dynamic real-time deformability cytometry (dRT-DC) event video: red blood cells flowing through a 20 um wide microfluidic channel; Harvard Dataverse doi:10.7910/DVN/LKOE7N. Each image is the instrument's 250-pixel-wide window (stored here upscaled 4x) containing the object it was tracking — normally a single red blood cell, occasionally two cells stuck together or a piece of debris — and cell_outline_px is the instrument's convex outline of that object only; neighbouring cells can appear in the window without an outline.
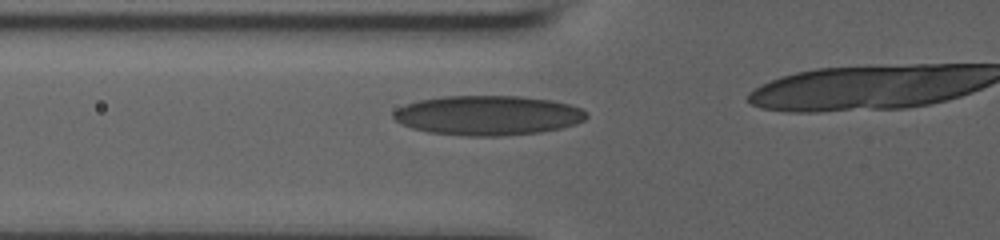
{"species": "human", "species_latin": "Homo sapiens", "temperature_condition": "room temperature", "stored_images_in_passage": 26, "camera_frame_rate_fps": 3000, "um_per_image_px": 0.085, "donor": {"sex": "male"}, "frame": {"image": 1, "passage_image": 11, "time_ms": 3.333, "image_size_px": [1000, 240], "cell_outline_px": [[588, 116], [584, 120], [576, 124], [560, 128], [540, 132], [500, 136], [468, 136], [428, 132], [412, 128], [400, 124], [392, 116], [392, 112], [396, 108], [420, 100], [444, 96], [520, 96], [552, 100], [568, 104], [580, 108], [588, 112]], "centroid_in_image_um": [41.47, 9.81], "position_along_channel_um": 84.3, "area_um2": 44.68}}
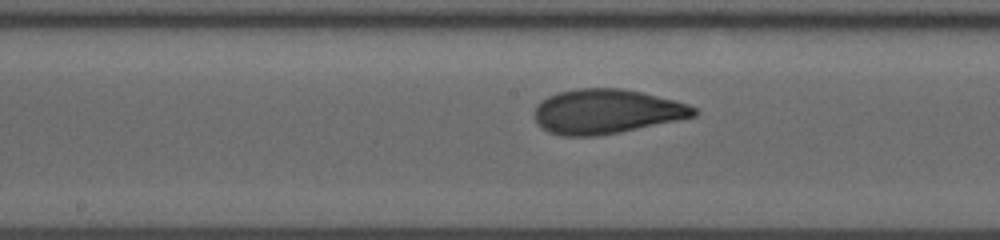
{"frame": {"image": 2, "passage_image": 20, "time_ms": 6.333, "image_size_px": [1000, 240], "cell_outline_px": [[700, 112], [696, 116], [680, 120], [620, 132], [596, 136], [560, 136], [548, 132], [536, 120], [536, 104], [540, 100], [548, 96], [560, 92], [576, 88], [620, 88], [640, 92], [676, 100], [688, 104], [696, 108]], "centroid_in_image_um": [51.59, 9.48], "position_along_channel_um": 196.6, "area_um2": 41.44}}
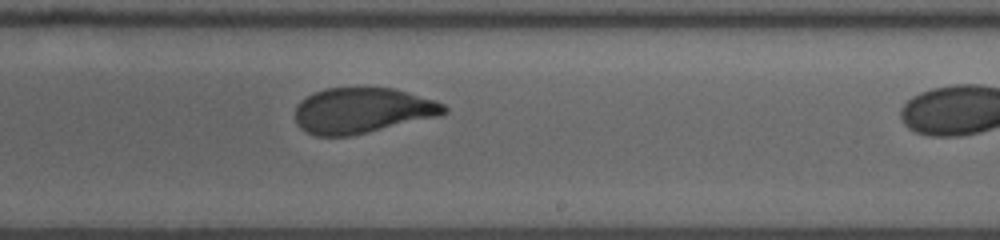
{"frame": {"image": 3, "passage_image": 25, "time_ms": 8.0, "image_size_px": [1000, 240], "cell_outline_px": [[448, 112], [440, 116], [352, 136], [316, 136], [300, 128], [296, 124], [296, 104], [300, 100], [324, 88], [392, 88], [436, 100], [444, 104], [448, 108]], "centroid_in_image_um": [30.81, 9.4], "position_along_channel_um": 258.2, "area_um2": 39.65}}